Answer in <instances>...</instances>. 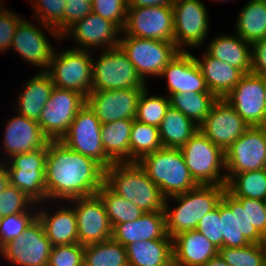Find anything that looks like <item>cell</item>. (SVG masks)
<instances>
[{"label": "cell", "instance_id": "obj_1", "mask_svg": "<svg viewBox=\"0 0 266 266\" xmlns=\"http://www.w3.org/2000/svg\"><path fill=\"white\" fill-rule=\"evenodd\" d=\"M47 151V201L95 195L104 184L105 169L94 159L73 151L60 140H49Z\"/></svg>", "mask_w": 266, "mask_h": 266}, {"label": "cell", "instance_id": "obj_2", "mask_svg": "<svg viewBox=\"0 0 266 266\" xmlns=\"http://www.w3.org/2000/svg\"><path fill=\"white\" fill-rule=\"evenodd\" d=\"M104 183L145 213L164 211L165 197L137 162L111 164L105 169Z\"/></svg>", "mask_w": 266, "mask_h": 266}, {"label": "cell", "instance_id": "obj_3", "mask_svg": "<svg viewBox=\"0 0 266 266\" xmlns=\"http://www.w3.org/2000/svg\"><path fill=\"white\" fill-rule=\"evenodd\" d=\"M226 186L198 185L189 191L171 196L179 204L171 211L165 198L164 214L167 235L170 238L184 231L196 229L201 218L221 202Z\"/></svg>", "mask_w": 266, "mask_h": 266}, {"label": "cell", "instance_id": "obj_4", "mask_svg": "<svg viewBox=\"0 0 266 266\" xmlns=\"http://www.w3.org/2000/svg\"><path fill=\"white\" fill-rule=\"evenodd\" d=\"M167 198L182 194L199 184L193 179L179 148L162 147L137 162Z\"/></svg>", "mask_w": 266, "mask_h": 266}, {"label": "cell", "instance_id": "obj_5", "mask_svg": "<svg viewBox=\"0 0 266 266\" xmlns=\"http://www.w3.org/2000/svg\"><path fill=\"white\" fill-rule=\"evenodd\" d=\"M188 170L199 185L226 186L225 153L198 130L188 142L180 148Z\"/></svg>", "mask_w": 266, "mask_h": 266}, {"label": "cell", "instance_id": "obj_6", "mask_svg": "<svg viewBox=\"0 0 266 266\" xmlns=\"http://www.w3.org/2000/svg\"><path fill=\"white\" fill-rule=\"evenodd\" d=\"M90 52L70 48L60 54L54 52L46 73L54 87L74 90L85 98L92 91V61Z\"/></svg>", "mask_w": 266, "mask_h": 266}, {"label": "cell", "instance_id": "obj_7", "mask_svg": "<svg viewBox=\"0 0 266 266\" xmlns=\"http://www.w3.org/2000/svg\"><path fill=\"white\" fill-rule=\"evenodd\" d=\"M125 36L120 39L119 47L144 82L148 75L160 76L167 64L181 51L174 42Z\"/></svg>", "mask_w": 266, "mask_h": 266}, {"label": "cell", "instance_id": "obj_8", "mask_svg": "<svg viewBox=\"0 0 266 266\" xmlns=\"http://www.w3.org/2000/svg\"><path fill=\"white\" fill-rule=\"evenodd\" d=\"M92 91L146 87L135 66L118 46L106 49L92 61Z\"/></svg>", "mask_w": 266, "mask_h": 266}, {"label": "cell", "instance_id": "obj_9", "mask_svg": "<svg viewBox=\"0 0 266 266\" xmlns=\"http://www.w3.org/2000/svg\"><path fill=\"white\" fill-rule=\"evenodd\" d=\"M47 144L31 152L16 154L6 162L10 184L24 192L35 204L46 201L45 167Z\"/></svg>", "mask_w": 266, "mask_h": 266}, {"label": "cell", "instance_id": "obj_10", "mask_svg": "<svg viewBox=\"0 0 266 266\" xmlns=\"http://www.w3.org/2000/svg\"><path fill=\"white\" fill-rule=\"evenodd\" d=\"M101 122L87 103L78 111L67 133L60 139L68 148L90 157L107 169L113 162L101 142Z\"/></svg>", "mask_w": 266, "mask_h": 266}, {"label": "cell", "instance_id": "obj_11", "mask_svg": "<svg viewBox=\"0 0 266 266\" xmlns=\"http://www.w3.org/2000/svg\"><path fill=\"white\" fill-rule=\"evenodd\" d=\"M85 104L86 98L79 92L54 87L38 120L43 134L49 140H60Z\"/></svg>", "mask_w": 266, "mask_h": 266}, {"label": "cell", "instance_id": "obj_12", "mask_svg": "<svg viewBox=\"0 0 266 266\" xmlns=\"http://www.w3.org/2000/svg\"><path fill=\"white\" fill-rule=\"evenodd\" d=\"M225 153L226 180L234 174L266 166V126L249 127Z\"/></svg>", "mask_w": 266, "mask_h": 266}, {"label": "cell", "instance_id": "obj_13", "mask_svg": "<svg viewBox=\"0 0 266 266\" xmlns=\"http://www.w3.org/2000/svg\"><path fill=\"white\" fill-rule=\"evenodd\" d=\"M122 33L134 37L174 42L172 6L127 8Z\"/></svg>", "mask_w": 266, "mask_h": 266}, {"label": "cell", "instance_id": "obj_14", "mask_svg": "<svg viewBox=\"0 0 266 266\" xmlns=\"http://www.w3.org/2000/svg\"><path fill=\"white\" fill-rule=\"evenodd\" d=\"M249 125L266 126L265 77L249 72L223 98Z\"/></svg>", "mask_w": 266, "mask_h": 266}, {"label": "cell", "instance_id": "obj_15", "mask_svg": "<svg viewBox=\"0 0 266 266\" xmlns=\"http://www.w3.org/2000/svg\"><path fill=\"white\" fill-rule=\"evenodd\" d=\"M223 247L239 248L250 243L261 244L264 237L249 223L247 205L224 191L220 202Z\"/></svg>", "mask_w": 266, "mask_h": 266}, {"label": "cell", "instance_id": "obj_16", "mask_svg": "<svg viewBox=\"0 0 266 266\" xmlns=\"http://www.w3.org/2000/svg\"><path fill=\"white\" fill-rule=\"evenodd\" d=\"M51 248L52 244L37 217L19 237L5 244L0 253L15 265L47 266Z\"/></svg>", "mask_w": 266, "mask_h": 266}, {"label": "cell", "instance_id": "obj_17", "mask_svg": "<svg viewBox=\"0 0 266 266\" xmlns=\"http://www.w3.org/2000/svg\"><path fill=\"white\" fill-rule=\"evenodd\" d=\"M174 44L198 47L209 31L207 10L200 0H174Z\"/></svg>", "mask_w": 266, "mask_h": 266}, {"label": "cell", "instance_id": "obj_18", "mask_svg": "<svg viewBox=\"0 0 266 266\" xmlns=\"http://www.w3.org/2000/svg\"><path fill=\"white\" fill-rule=\"evenodd\" d=\"M145 87L118 90L91 91L87 105L95 112L101 124L136 117L138 99Z\"/></svg>", "mask_w": 266, "mask_h": 266}, {"label": "cell", "instance_id": "obj_19", "mask_svg": "<svg viewBox=\"0 0 266 266\" xmlns=\"http://www.w3.org/2000/svg\"><path fill=\"white\" fill-rule=\"evenodd\" d=\"M70 202L74 206L78 226V243L82 246L96 244L112 238V226L101 198L95 194Z\"/></svg>", "mask_w": 266, "mask_h": 266}, {"label": "cell", "instance_id": "obj_20", "mask_svg": "<svg viewBox=\"0 0 266 266\" xmlns=\"http://www.w3.org/2000/svg\"><path fill=\"white\" fill-rule=\"evenodd\" d=\"M248 128L249 125L223 98L213 104L209 114L199 125V131L224 152Z\"/></svg>", "mask_w": 266, "mask_h": 266}, {"label": "cell", "instance_id": "obj_21", "mask_svg": "<svg viewBox=\"0 0 266 266\" xmlns=\"http://www.w3.org/2000/svg\"><path fill=\"white\" fill-rule=\"evenodd\" d=\"M161 76L167 77L169 95L173 93L210 92L196 57L185 48L163 69Z\"/></svg>", "mask_w": 266, "mask_h": 266}, {"label": "cell", "instance_id": "obj_22", "mask_svg": "<svg viewBox=\"0 0 266 266\" xmlns=\"http://www.w3.org/2000/svg\"><path fill=\"white\" fill-rule=\"evenodd\" d=\"M72 33V34H71ZM120 33V29L113 23L100 15L92 12L73 24L62 36L72 35L76 39V43L83 48L80 50L89 51V47H105L112 49L119 46L120 38L116 36Z\"/></svg>", "mask_w": 266, "mask_h": 266}, {"label": "cell", "instance_id": "obj_23", "mask_svg": "<svg viewBox=\"0 0 266 266\" xmlns=\"http://www.w3.org/2000/svg\"><path fill=\"white\" fill-rule=\"evenodd\" d=\"M47 39L40 28L23 19L16 28L11 47L22 59L37 67L43 66L46 72L55 52Z\"/></svg>", "mask_w": 266, "mask_h": 266}, {"label": "cell", "instance_id": "obj_24", "mask_svg": "<svg viewBox=\"0 0 266 266\" xmlns=\"http://www.w3.org/2000/svg\"><path fill=\"white\" fill-rule=\"evenodd\" d=\"M3 137L4 148L10 158L16 154L38 150L49 141L37 121L20 114L7 121Z\"/></svg>", "mask_w": 266, "mask_h": 266}, {"label": "cell", "instance_id": "obj_25", "mask_svg": "<svg viewBox=\"0 0 266 266\" xmlns=\"http://www.w3.org/2000/svg\"><path fill=\"white\" fill-rule=\"evenodd\" d=\"M112 239L122 246L153 239H172L167 235L164 211L146 212L134 221L112 227Z\"/></svg>", "mask_w": 266, "mask_h": 266}, {"label": "cell", "instance_id": "obj_26", "mask_svg": "<svg viewBox=\"0 0 266 266\" xmlns=\"http://www.w3.org/2000/svg\"><path fill=\"white\" fill-rule=\"evenodd\" d=\"M173 263L179 266H204L219 249L198 230L184 231L172 238Z\"/></svg>", "mask_w": 266, "mask_h": 266}, {"label": "cell", "instance_id": "obj_27", "mask_svg": "<svg viewBox=\"0 0 266 266\" xmlns=\"http://www.w3.org/2000/svg\"><path fill=\"white\" fill-rule=\"evenodd\" d=\"M206 85L218 99L224 98L241 80L244 73L238 68L220 61L207 52L202 60L196 58Z\"/></svg>", "mask_w": 266, "mask_h": 266}, {"label": "cell", "instance_id": "obj_28", "mask_svg": "<svg viewBox=\"0 0 266 266\" xmlns=\"http://www.w3.org/2000/svg\"><path fill=\"white\" fill-rule=\"evenodd\" d=\"M72 207H61L53 215L42 209L36 212L52 246L78 243V226Z\"/></svg>", "mask_w": 266, "mask_h": 266}, {"label": "cell", "instance_id": "obj_29", "mask_svg": "<svg viewBox=\"0 0 266 266\" xmlns=\"http://www.w3.org/2000/svg\"><path fill=\"white\" fill-rule=\"evenodd\" d=\"M129 266H172L173 240L153 239L126 246Z\"/></svg>", "mask_w": 266, "mask_h": 266}, {"label": "cell", "instance_id": "obj_30", "mask_svg": "<svg viewBox=\"0 0 266 266\" xmlns=\"http://www.w3.org/2000/svg\"><path fill=\"white\" fill-rule=\"evenodd\" d=\"M251 44L239 35L217 36L209 44L206 51L210 56L230 64L241 70L244 74L251 72Z\"/></svg>", "mask_w": 266, "mask_h": 266}, {"label": "cell", "instance_id": "obj_31", "mask_svg": "<svg viewBox=\"0 0 266 266\" xmlns=\"http://www.w3.org/2000/svg\"><path fill=\"white\" fill-rule=\"evenodd\" d=\"M26 84L23 93L19 95L17 100V111L18 114L38 122L54 84L50 76L42 71Z\"/></svg>", "mask_w": 266, "mask_h": 266}, {"label": "cell", "instance_id": "obj_32", "mask_svg": "<svg viewBox=\"0 0 266 266\" xmlns=\"http://www.w3.org/2000/svg\"><path fill=\"white\" fill-rule=\"evenodd\" d=\"M133 120L123 119L101 125V142L113 163L130 162V135Z\"/></svg>", "mask_w": 266, "mask_h": 266}, {"label": "cell", "instance_id": "obj_33", "mask_svg": "<svg viewBox=\"0 0 266 266\" xmlns=\"http://www.w3.org/2000/svg\"><path fill=\"white\" fill-rule=\"evenodd\" d=\"M162 146L166 148H181L199 130L192 119L185 116L180 110L171 106L158 127Z\"/></svg>", "mask_w": 266, "mask_h": 266}, {"label": "cell", "instance_id": "obj_34", "mask_svg": "<svg viewBox=\"0 0 266 266\" xmlns=\"http://www.w3.org/2000/svg\"><path fill=\"white\" fill-rule=\"evenodd\" d=\"M236 31L251 45L266 38V0H251L245 5L238 15Z\"/></svg>", "mask_w": 266, "mask_h": 266}, {"label": "cell", "instance_id": "obj_35", "mask_svg": "<svg viewBox=\"0 0 266 266\" xmlns=\"http://www.w3.org/2000/svg\"><path fill=\"white\" fill-rule=\"evenodd\" d=\"M170 106L180 110L197 125H200L209 114L218 98L211 92L173 93L169 95Z\"/></svg>", "mask_w": 266, "mask_h": 266}, {"label": "cell", "instance_id": "obj_36", "mask_svg": "<svg viewBox=\"0 0 266 266\" xmlns=\"http://www.w3.org/2000/svg\"><path fill=\"white\" fill-rule=\"evenodd\" d=\"M226 190L236 198L266 200L265 168L234 174L226 183Z\"/></svg>", "mask_w": 266, "mask_h": 266}, {"label": "cell", "instance_id": "obj_37", "mask_svg": "<svg viewBox=\"0 0 266 266\" xmlns=\"http://www.w3.org/2000/svg\"><path fill=\"white\" fill-rule=\"evenodd\" d=\"M84 266H129L126 247L112 238L84 246Z\"/></svg>", "mask_w": 266, "mask_h": 266}, {"label": "cell", "instance_id": "obj_38", "mask_svg": "<svg viewBox=\"0 0 266 266\" xmlns=\"http://www.w3.org/2000/svg\"><path fill=\"white\" fill-rule=\"evenodd\" d=\"M102 200L111 226L130 222L141 217L145 212L135 204L114 193L105 183L96 193Z\"/></svg>", "mask_w": 266, "mask_h": 266}, {"label": "cell", "instance_id": "obj_39", "mask_svg": "<svg viewBox=\"0 0 266 266\" xmlns=\"http://www.w3.org/2000/svg\"><path fill=\"white\" fill-rule=\"evenodd\" d=\"M162 147L158 127L133 119L130 135V162H138L147 154Z\"/></svg>", "mask_w": 266, "mask_h": 266}, {"label": "cell", "instance_id": "obj_40", "mask_svg": "<svg viewBox=\"0 0 266 266\" xmlns=\"http://www.w3.org/2000/svg\"><path fill=\"white\" fill-rule=\"evenodd\" d=\"M35 2L32 5L35 7L37 21L39 19L43 27L49 30L55 38L61 40L64 35V11L67 1L35 0Z\"/></svg>", "mask_w": 266, "mask_h": 266}, {"label": "cell", "instance_id": "obj_41", "mask_svg": "<svg viewBox=\"0 0 266 266\" xmlns=\"http://www.w3.org/2000/svg\"><path fill=\"white\" fill-rule=\"evenodd\" d=\"M145 87L140 94L135 119L141 123L159 127L166 110L170 107L169 97L150 96Z\"/></svg>", "mask_w": 266, "mask_h": 266}, {"label": "cell", "instance_id": "obj_42", "mask_svg": "<svg viewBox=\"0 0 266 266\" xmlns=\"http://www.w3.org/2000/svg\"><path fill=\"white\" fill-rule=\"evenodd\" d=\"M218 254L230 266H264L262 244L250 243L244 247H222Z\"/></svg>", "mask_w": 266, "mask_h": 266}, {"label": "cell", "instance_id": "obj_43", "mask_svg": "<svg viewBox=\"0 0 266 266\" xmlns=\"http://www.w3.org/2000/svg\"><path fill=\"white\" fill-rule=\"evenodd\" d=\"M37 218V213L22 212L2 217L0 222V249L11 240L19 237Z\"/></svg>", "mask_w": 266, "mask_h": 266}, {"label": "cell", "instance_id": "obj_44", "mask_svg": "<svg viewBox=\"0 0 266 266\" xmlns=\"http://www.w3.org/2000/svg\"><path fill=\"white\" fill-rule=\"evenodd\" d=\"M33 203L24 192L9 184L0 194V215L5 217L26 212Z\"/></svg>", "mask_w": 266, "mask_h": 266}, {"label": "cell", "instance_id": "obj_45", "mask_svg": "<svg viewBox=\"0 0 266 266\" xmlns=\"http://www.w3.org/2000/svg\"><path fill=\"white\" fill-rule=\"evenodd\" d=\"M47 266H84V246L80 243L52 246Z\"/></svg>", "mask_w": 266, "mask_h": 266}, {"label": "cell", "instance_id": "obj_46", "mask_svg": "<svg viewBox=\"0 0 266 266\" xmlns=\"http://www.w3.org/2000/svg\"><path fill=\"white\" fill-rule=\"evenodd\" d=\"M91 3L92 12L113 22L122 31L126 22V0H91Z\"/></svg>", "mask_w": 266, "mask_h": 266}, {"label": "cell", "instance_id": "obj_47", "mask_svg": "<svg viewBox=\"0 0 266 266\" xmlns=\"http://www.w3.org/2000/svg\"><path fill=\"white\" fill-rule=\"evenodd\" d=\"M220 203L215 209L208 212L198 223L196 230L204 235L218 249L223 247L221 233Z\"/></svg>", "mask_w": 266, "mask_h": 266}, {"label": "cell", "instance_id": "obj_48", "mask_svg": "<svg viewBox=\"0 0 266 266\" xmlns=\"http://www.w3.org/2000/svg\"><path fill=\"white\" fill-rule=\"evenodd\" d=\"M242 205H247L249 223L266 238V210L265 201L250 198H237Z\"/></svg>", "mask_w": 266, "mask_h": 266}, {"label": "cell", "instance_id": "obj_49", "mask_svg": "<svg viewBox=\"0 0 266 266\" xmlns=\"http://www.w3.org/2000/svg\"><path fill=\"white\" fill-rule=\"evenodd\" d=\"M23 20L11 11L0 12V50L7 51L12 46L18 24Z\"/></svg>", "mask_w": 266, "mask_h": 266}, {"label": "cell", "instance_id": "obj_50", "mask_svg": "<svg viewBox=\"0 0 266 266\" xmlns=\"http://www.w3.org/2000/svg\"><path fill=\"white\" fill-rule=\"evenodd\" d=\"M64 34L77 21L92 13L91 0H66Z\"/></svg>", "mask_w": 266, "mask_h": 266}, {"label": "cell", "instance_id": "obj_51", "mask_svg": "<svg viewBox=\"0 0 266 266\" xmlns=\"http://www.w3.org/2000/svg\"><path fill=\"white\" fill-rule=\"evenodd\" d=\"M251 72L266 78V38L251 45Z\"/></svg>", "mask_w": 266, "mask_h": 266}, {"label": "cell", "instance_id": "obj_52", "mask_svg": "<svg viewBox=\"0 0 266 266\" xmlns=\"http://www.w3.org/2000/svg\"><path fill=\"white\" fill-rule=\"evenodd\" d=\"M174 0H126L127 8L149 6H172Z\"/></svg>", "mask_w": 266, "mask_h": 266}, {"label": "cell", "instance_id": "obj_53", "mask_svg": "<svg viewBox=\"0 0 266 266\" xmlns=\"http://www.w3.org/2000/svg\"><path fill=\"white\" fill-rule=\"evenodd\" d=\"M10 184L9 172L5 164L0 162V194Z\"/></svg>", "mask_w": 266, "mask_h": 266}, {"label": "cell", "instance_id": "obj_54", "mask_svg": "<svg viewBox=\"0 0 266 266\" xmlns=\"http://www.w3.org/2000/svg\"><path fill=\"white\" fill-rule=\"evenodd\" d=\"M204 266H230L226 261L218 254L211 258Z\"/></svg>", "mask_w": 266, "mask_h": 266}, {"label": "cell", "instance_id": "obj_55", "mask_svg": "<svg viewBox=\"0 0 266 266\" xmlns=\"http://www.w3.org/2000/svg\"><path fill=\"white\" fill-rule=\"evenodd\" d=\"M261 244H262V248L264 251V266H266V238L264 239V241Z\"/></svg>", "mask_w": 266, "mask_h": 266}, {"label": "cell", "instance_id": "obj_56", "mask_svg": "<svg viewBox=\"0 0 266 266\" xmlns=\"http://www.w3.org/2000/svg\"><path fill=\"white\" fill-rule=\"evenodd\" d=\"M1 6H3V5L1 4V0H0V12L7 11L6 9H5V10H4V9H2V8H1Z\"/></svg>", "mask_w": 266, "mask_h": 266}, {"label": "cell", "instance_id": "obj_57", "mask_svg": "<svg viewBox=\"0 0 266 266\" xmlns=\"http://www.w3.org/2000/svg\"><path fill=\"white\" fill-rule=\"evenodd\" d=\"M265 99H266V78H265Z\"/></svg>", "mask_w": 266, "mask_h": 266}]
</instances>
